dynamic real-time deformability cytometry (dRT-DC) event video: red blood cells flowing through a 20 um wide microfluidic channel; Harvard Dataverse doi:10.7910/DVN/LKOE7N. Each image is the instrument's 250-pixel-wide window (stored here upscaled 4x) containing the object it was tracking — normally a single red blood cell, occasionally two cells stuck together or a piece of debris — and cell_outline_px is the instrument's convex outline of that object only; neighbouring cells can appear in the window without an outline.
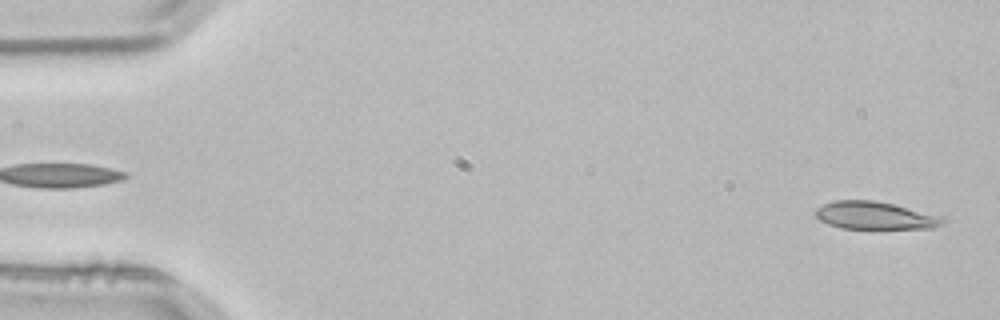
{"species": "common noctule bat (a hibernating species)", "species_latin": "Nyctalus noctula", "temperature_condition": "room temperature", "stored_images_in_passage": 3, "segment_of_instrument_passage": [2, 2], "camera_frame_rate_fps": 3000, "um_per_image_px": 0.085, "animal": {"sex": "male", "body_mass_g": 21.5, "forearm_length_mm": 52.0}, "frame": {"image": 1, "passage_image": 3, "time_ms": 0.667, "image_size_px": [1000, 320], "cell_outline_px": [[944, 224], [932, 228], [840, 228], [828, 224], [820, 220], [816, 216], [816, 208], [824, 204], [836, 200], [872, 200], [892, 204], [944, 216]], "centroid_in_image_um": [74.39, 18.32], "position_along_channel_um": 10.6, "area_um2": 20.35}}